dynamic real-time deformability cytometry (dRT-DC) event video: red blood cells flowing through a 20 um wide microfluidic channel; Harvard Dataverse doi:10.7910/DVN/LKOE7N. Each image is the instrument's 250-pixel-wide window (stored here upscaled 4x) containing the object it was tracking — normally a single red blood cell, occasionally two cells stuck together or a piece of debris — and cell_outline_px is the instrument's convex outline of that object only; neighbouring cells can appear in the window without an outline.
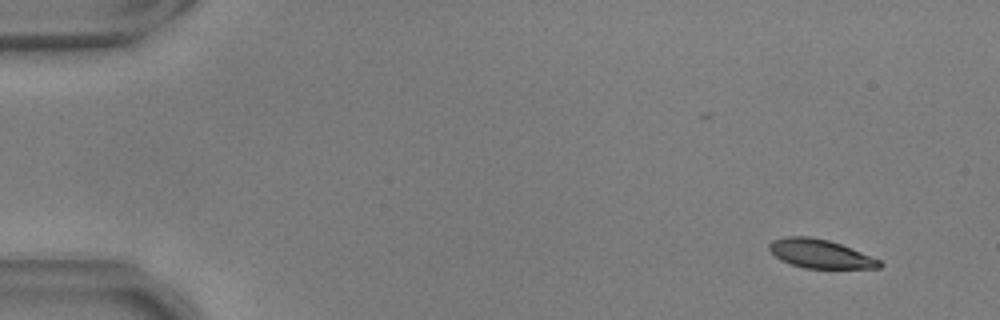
{"species": "common noctule bat (a hibernating species)", "species_latin": "Nyctalus noctula", "temperature_condition": "warm", "stored_images_in_passage": 52, "camera_frame_rate_fps": 3000, "um_per_image_px": 0.085, "animal": {"sex": "male", "body_mass_g": 17.9, "forearm_length_mm": 54.2}, "frame": {"image": 1, "passage_image": 1, "time_ms": 0.0, "image_size_px": [1000, 320], "cell_outline_px": [[884, 264], [880, 268], [804, 268], [780, 260], [768, 248], [768, 244], [772, 240], [788, 236], [812, 236], [828, 240], [840, 244], [880, 260]], "centroid_in_image_um": [69.7, 21.57], "position_along_channel_um": 15.3, "area_um2": 18.32}}
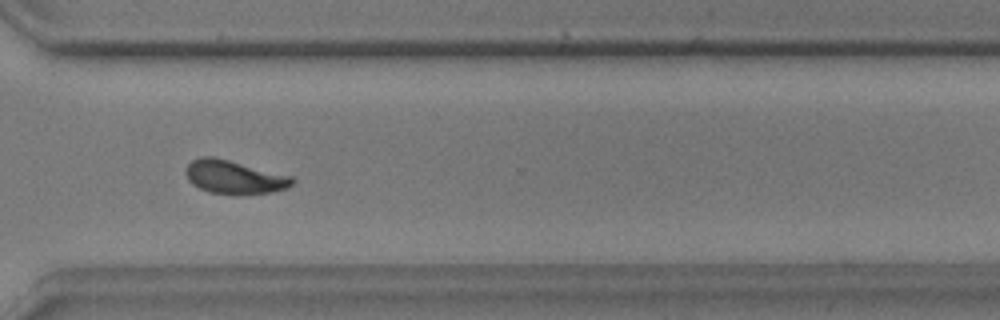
{"frame": {"image": 2, "passage_image": 38, "time_ms": 12.333, "image_size_px": [1000, 320], "cell_outline_px": [[296, 180], [288, 188], [272, 192], [208, 192], [192, 184], [188, 180], [184, 172], [184, 168], [192, 160], [200, 156], [212, 156], [292, 176]], "centroid_in_image_um": [19.87, 15.01], "position_along_channel_um": 350.7, "area_um2": 20.23}}
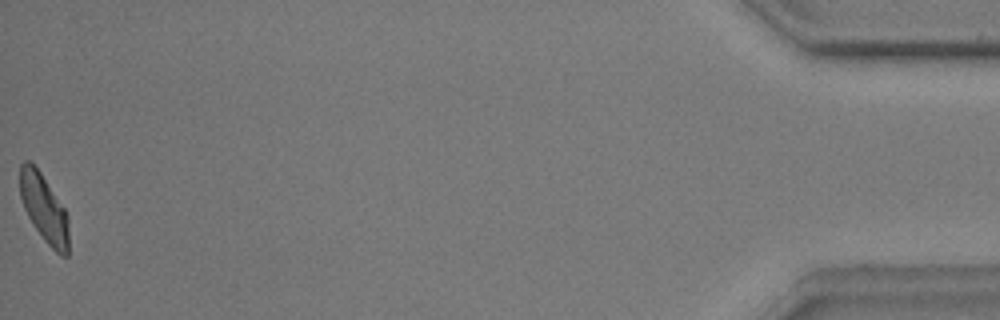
{"frame": {"image": 3, "passage_image": 52, "time_ms": 17.0, "image_size_px": [1000, 320], "cell_outline_px": [[68, 256], [60, 256], [44, 240], [32, 224], [24, 208], [20, 196], [20, 164], [24, 160], [28, 160], [40, 172], [64, 208], [68, 216]], "centroid_in_image_um": [3.74, 17.73], "position_along_channel_um": 431.5, "area_um2": 19.13}, "authors_computed_cell_mechanics": {"area_um2": 20.2011, "velocity_mm_per_s": 3.6946, "shape_relaxation_time_tau1_ms": 2.9291, "shape_relaxation_time_tau2_ms": 2.3531, "deformation_change_tau1": 0.1588, "deformation_change_tau2": 0.0887}}